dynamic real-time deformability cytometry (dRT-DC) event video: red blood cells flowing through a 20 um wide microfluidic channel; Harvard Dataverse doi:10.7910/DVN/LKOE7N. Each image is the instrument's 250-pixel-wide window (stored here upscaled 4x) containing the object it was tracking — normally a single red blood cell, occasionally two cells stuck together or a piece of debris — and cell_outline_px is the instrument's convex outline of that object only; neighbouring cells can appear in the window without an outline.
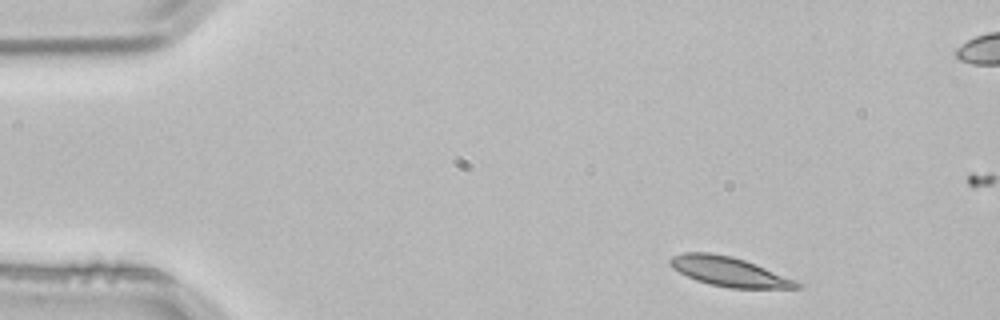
{"species": "common noctule bat (a hibernating species)", "species_latin": "Nyctalus noctula", "temperature_condition": "room temperature", "stored_images_in_passage": 5, "segment_of_instrument_passage": [2, 2], "camera_frame_rate_fps": 3000, "um_per_image_px": 0.085, "animal": {"sex": "male", "body_mass_g": 21.5, "forearm_length_mm": 52.0}, "frame": {"image": 1, "passage_image": 5, "time_ms": 1.333, "image_size_px": [1000, 320], "cell_outline_px": [[804, 288], [728, 288], [708, 284], [696, 280], [672, 268], [668, 264], [668, 260], [672, 256], [684, 252], [708, 252], [732, 256], [756, 264], [804, 284]], "centroid_in_image_um": [61.96, 23.09], "position_along_channel_um": 23.0, "area_um2": 21.79}}